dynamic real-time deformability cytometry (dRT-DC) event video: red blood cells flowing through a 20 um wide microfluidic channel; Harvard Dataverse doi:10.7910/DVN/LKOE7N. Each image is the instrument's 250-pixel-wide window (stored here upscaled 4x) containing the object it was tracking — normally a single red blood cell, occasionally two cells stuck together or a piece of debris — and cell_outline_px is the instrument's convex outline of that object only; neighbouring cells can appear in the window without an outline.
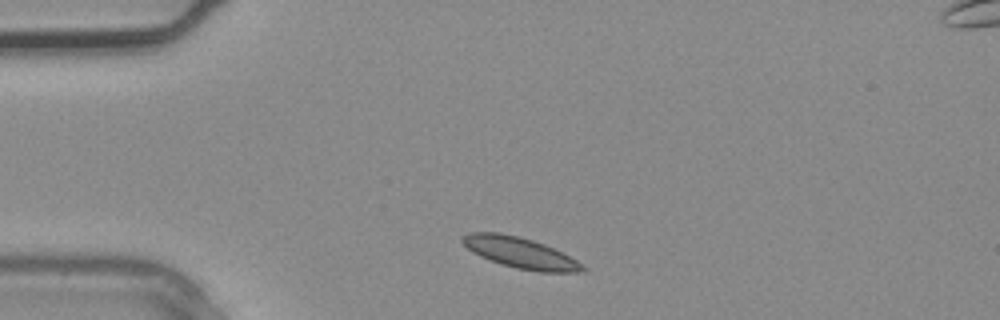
{"species": "common noctule bat (a hibernating species)", "species_latin": "Nyctalus noctula", "temperature_condition": "warm", "stored_images_in_passage": 2, "camera_frame_rate_fps": 3000, "um_per_image_px": 0.085, "animal": {"sex": "male", "body_mass_g": 20.4}, "frame": {"image": 1, "passage_image": 1, "time_ms": 0.0, "image_size_px": [1000, 320], "cell_outline_px": [[588, 268], [584, 272], [540, 272], [516, 268], [500, 264], [480, 256], [472, 252], [460, 240], [460, 236], [468, 232], [500, 232], [520, 236], [544, 244], [584, 264]], "centroid_in_image_um": [44.2, 21.48], "position_along_channel_um": 40.8, "area_um2": 21.73}}